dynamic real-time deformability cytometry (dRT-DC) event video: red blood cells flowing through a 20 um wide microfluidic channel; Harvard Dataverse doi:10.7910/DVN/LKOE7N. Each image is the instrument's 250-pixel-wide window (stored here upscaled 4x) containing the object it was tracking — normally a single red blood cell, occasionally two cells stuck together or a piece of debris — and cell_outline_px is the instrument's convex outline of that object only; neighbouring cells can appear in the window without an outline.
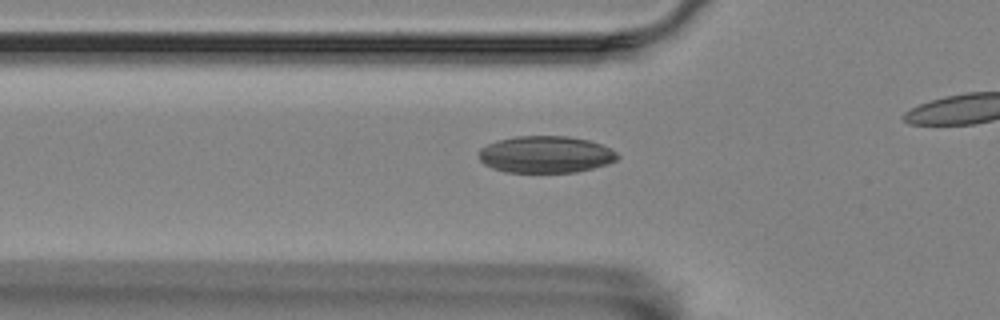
{"species": "Egyptian fruit bat (a non-hibernating species)", "species_latin": "Rousettus aegyptiacus", "temperature_condition": "room temperature", "stored_images_in_passage": 30, "camera_frame_rate_fps": 3000, "um_per_image_px": 0.085, "animal": {"sex": "female"}, "frame": {"image": 1, "passage_image": 3, "time_ms": 0.667, "image_size_px": [1000, 320], "cell_outline_px": [[620, 156], [616, 160], [608, 164], [576, 172], [504, 172], [492, 168], [484, 164], [480, 160], [480, 148], [496, 140], [516, 136], [568, 136], [588, 140], [600, 144], [616, 152]], "centroid_in_image_um": [46.37, 13.13], "position_along_channel_um": 79.4, "area_um2": 29.77}}
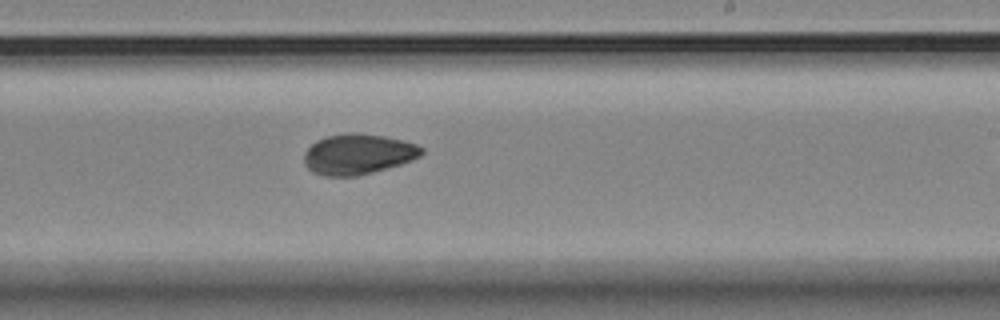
{"frame": {"image": 2, "passage_image": 18, "time_ms": 5.667, "image_size_px": [1000, 320], "cell_outline_px": [[424, 152], [420, 156], [412, 160], [400, 164], [372, 172], [356, 176], [324, 176], [312, 172], [304, 164], [304, 152], [316, 140], [328, 136], [344, 132], [356, 132], [384, 136], [416, 144], [424, 148]], "centroid_in_image_um": [30.41, 13.1], "position_along_channel_um": 258.6, "area_um2": 27.74}}
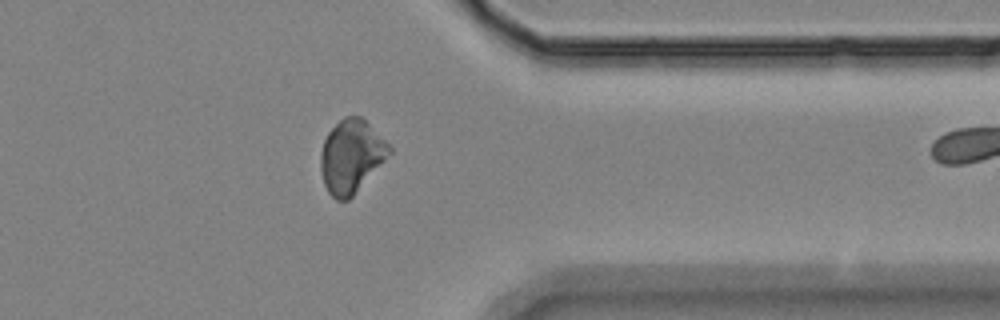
{"frame": {"image": 3, "passage_image": 29, "time_ms": 9.333, "image_size_px": [1000, 320], "cell_outline_px": [[392, 152], [352, 196], [348, 200], [336, 200], [328, 192], [324, 184], [320, 172], [320, 152], [324, 140], [328, 132], [344, 116], [360, 116], [392, 148]], "centroid_in_image_um": [29.82, 13.29], "position_along_channel_um": 381.6, "area_um2": 28.84}}